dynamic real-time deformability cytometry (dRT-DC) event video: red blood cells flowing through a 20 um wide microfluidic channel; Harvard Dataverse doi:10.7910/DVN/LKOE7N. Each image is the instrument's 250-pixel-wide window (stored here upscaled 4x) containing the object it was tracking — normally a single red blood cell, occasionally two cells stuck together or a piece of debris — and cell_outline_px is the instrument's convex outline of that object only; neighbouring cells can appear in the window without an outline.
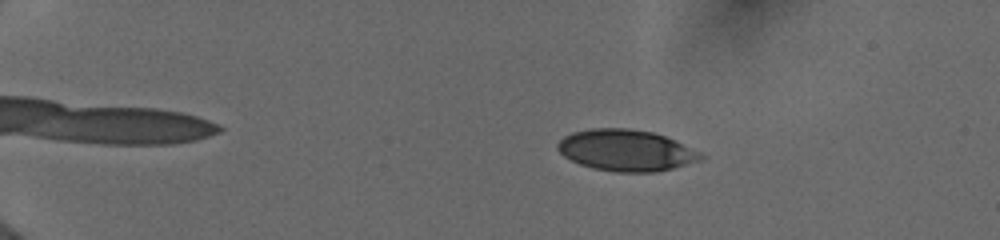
{"species": "human", "species_latin": "Homo sapiens", "temperature_condition": "cold", "stored_images_in_passage": 12, "camera_frame_rate_fps": 3000, "um_per_image_px": 0.085, "donor": {"sex": "female"}, "frame": {"image": 1, "passage_image": 4, "time_ms": 2.333, "image_size_px": [1000, 240], "cell_outline_px": [[704, 156], [700, 160], [672, 168], [656, 172], [616, 172], [592, 168], [580, 164], [564, 156], [556, 148], [556, 144], [564, 136], [572, 132], [592, 128], [628, 128], [652, 132], [664, 136]], "centroid_in_image_um": [53.12, 12.78], "position_along_channel_um": 31.9, "area_um2": 33.99}}
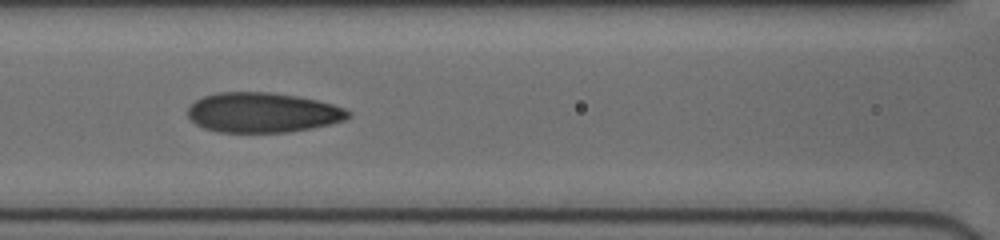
{"frame": {"image": 2, "passage_image": 9, "time_ms": 7.667, "image_size_px": [1000, 240], "cell_outline_px": [[352, 116], [344, 120], [328, 124], [308, 128], [284, 132], [220, 132], [204, 128], [196, 124], [188, 116], [188, 108], [196, 100], [204, 96], [220, 92], [268, 92], [296, 96], [316, 100], [332, 104], [344, 108], [352, 112]], "centroid_in_image_um": [22.32, 9.56], "position_along_channel_um": 144.3, "area_um2": 36.99}}
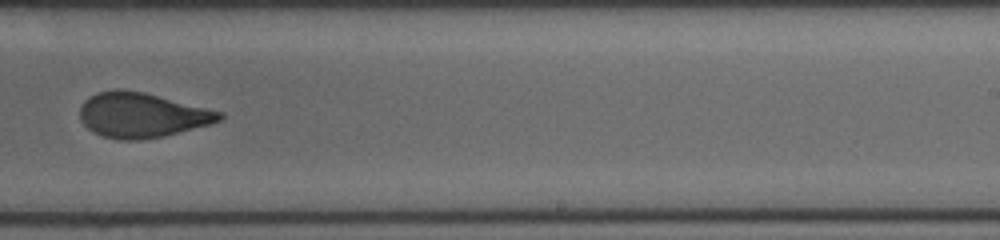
{"frame": {"image": 3, "passage_image": 12, "time_ms": 11.0, "image_size_px": [1000, 240], "cell_outline_px": [[224, 116], [220, 120], [208, 124], [164, 136], [136, 140], [116, 140], [104, 136], [88, 128], [84, 124], [80, 116], [80, 108], [84, 100], [88, 96], [96, 92], [116, 88], [124, 88], [144, 92], [220, 112]], "centroid_in_image_um": [11.98, 9.76], "position_along_channel_um": 277.0, "area_um2": 36.13}}